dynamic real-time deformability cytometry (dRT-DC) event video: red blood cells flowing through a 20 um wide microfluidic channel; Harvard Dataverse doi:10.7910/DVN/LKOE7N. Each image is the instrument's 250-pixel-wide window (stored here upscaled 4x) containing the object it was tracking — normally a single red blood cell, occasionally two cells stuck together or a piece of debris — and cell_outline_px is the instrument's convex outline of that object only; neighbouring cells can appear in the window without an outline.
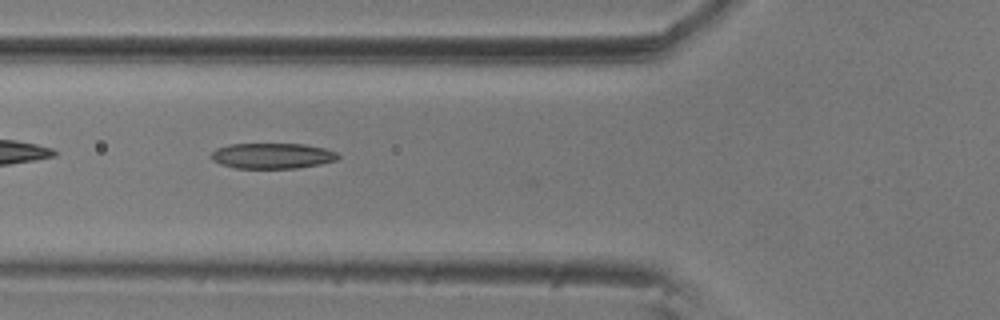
{"species": "common noctule bat (a hibernating species)", "species_latin": "Nyctalus noctula", "temperature_condition": "room temperature", "stored_images_in_passage": 6, "camera_frame_rate_fps": 3000, "um_per_image_px": 0.085, "animal": {"sex": "male", "body_mass_g": 20.5, "forearm_length_mm": 52.5}, "frame": {"image": 1, "passage_image": 6, "time_ms": 1.667, "image_size_px": [1000, 320], "cell_outline_px": [[340, 156], [336, 160], [320, 164], [296, 168], [236, 168], [220, 164], [212, 160], [208, 156], [216, 148], [228, 144], [304, 144], [324, 148], [336, 152]], "centroid_in_image_um": [23.1, 13.24], "position_along_channel_um": 102.7, "area_um2": 18.96}}